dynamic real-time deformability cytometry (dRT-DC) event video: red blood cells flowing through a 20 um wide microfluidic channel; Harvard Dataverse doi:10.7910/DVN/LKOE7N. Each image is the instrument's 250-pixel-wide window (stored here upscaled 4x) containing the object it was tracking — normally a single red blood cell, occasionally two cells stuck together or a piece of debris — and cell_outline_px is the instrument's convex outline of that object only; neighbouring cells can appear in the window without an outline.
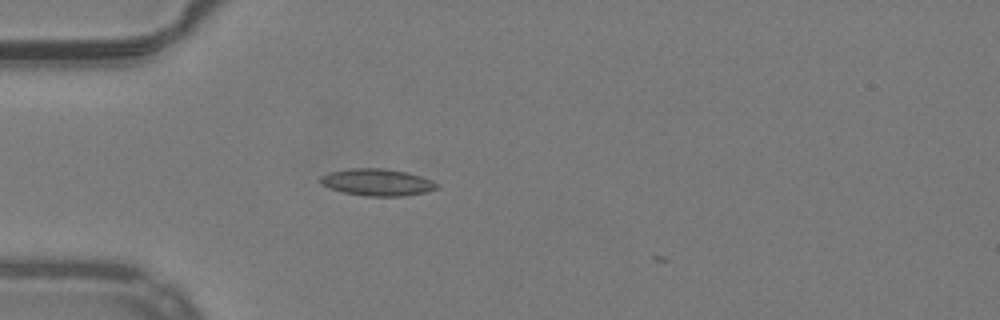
{"species": "common noctule bat (a hibernating species)", "species_latin": "Nyctalus noctula", "temperature_condition": "warm", "stored_images_in_passage": 2, "camera_frame_rate_fps": 3000, "um_per_image_px": 0.085, "animal": {"sex": "male", "body_mass_g": 19.2, "forearm_length_mm": 51.8}, "frame": {"image": 1, "passage_image": 1, "time_ms": 0.0, "image_size_px": [1000, 320], "cell_outline_px": [[440, 188], [424, 192], [404, 196], [364, 196], [344, 192], [320, 184], [320, 176], [328, 172], [348, 168], [384, 168], [408, 172], [432, 180], [440, 184]], "centroid_in_image_um": [32.08, 15.48], "position_along_channel_um": 52.9, "area_um2": 18.44}}